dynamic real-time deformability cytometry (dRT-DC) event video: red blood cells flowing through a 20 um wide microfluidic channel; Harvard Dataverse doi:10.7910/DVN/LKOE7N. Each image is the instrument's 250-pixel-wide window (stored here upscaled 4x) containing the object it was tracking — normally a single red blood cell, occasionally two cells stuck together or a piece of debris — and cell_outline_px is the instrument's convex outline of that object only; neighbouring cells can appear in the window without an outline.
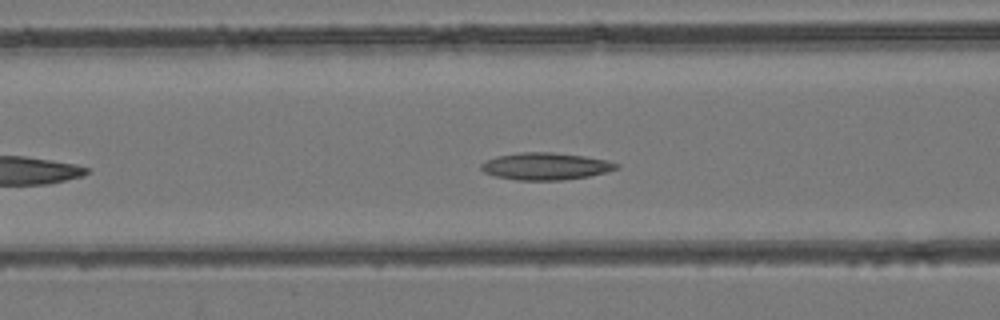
{"species": "common noctule bat (a hibernating species)", "species_latin": "Nyctalus noctula", "temperature_condition": "room temperature", "stored_images_in_passage": 30, "camera_frame_rate_fps": 3000, "um_per_image_px": 0.085, "animal": {"sex": "female", "body_mass_g": 24.6, "forearm_length_mm": 56.2}, "frame": {"image": 1, "passage_image": 9, "time_ms": 2.667, "image_size_px": [1000, 320], "cell_outline_px": [[620, 168], [608, 172], [588, 176], [560, 180], [516, 180], [496, 176], [484, 172], [480, 168], [480, 164], [496, 156], [520, 152], [552, 152], [584, 156], [604, 160], [620, 164]], "centroid_in_image_um": [46.38, 14.13], "position_along_channel_um": 120.2, "area_um2": 21.33}}
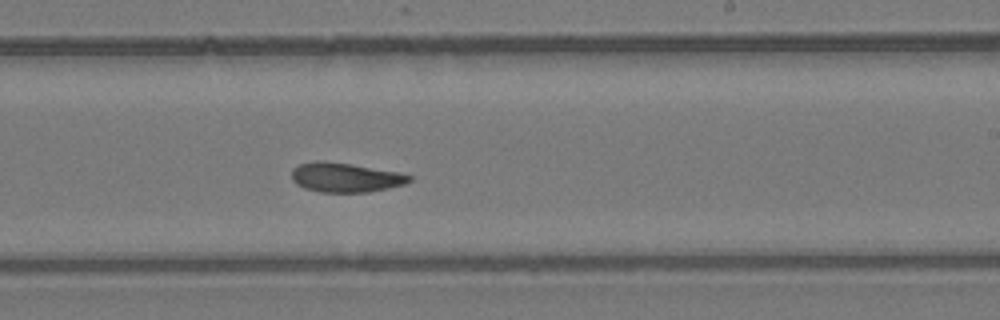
{"frame": {"image": 2, "passage_image": 19, "time_ms": 6.0, "image_size_px": [1000, 320], "cell_outline_px": [[412, 180], [404, 184], [388, 188], [368, 192], [320, 192], [304, 188], [296, 184], [292, 180], [292, 168], [300, 164], [316, 160], [324, 160], [352, 164], [400, 172], [412, 176]], "centroid_in_image_um": [29.35, 15.07], "position_along_channel_um": 259.7, "area_um2": 20.35}}
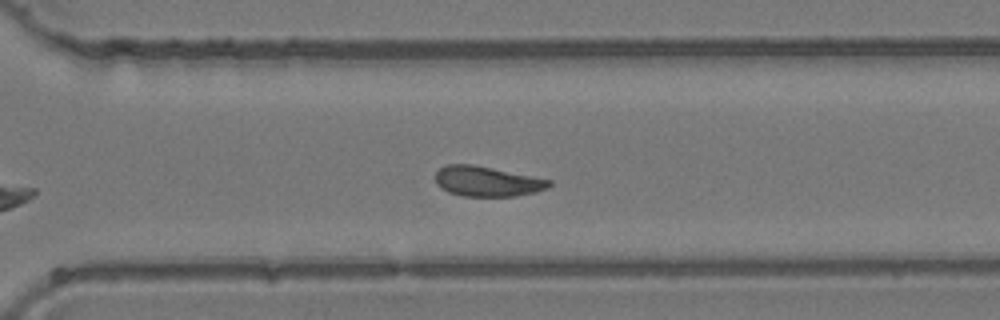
{"frame": {"image": 3, "passage_image": 24, "time_ms": 7.667, "image_size_px": [1000, 320], "cell_outline_px": [[552, 184], [548, 188], [536, 192], [516, 196], [460, 196], [448, 192], [440, 188], [436, 184], [436, 172], [440, 168], [448, 164], [472, 164], [552, 180]], "centroid_in_image_um": [41.4, 15.42], "position_along_channel_um": 329.2, "area_um2": 20.0}}